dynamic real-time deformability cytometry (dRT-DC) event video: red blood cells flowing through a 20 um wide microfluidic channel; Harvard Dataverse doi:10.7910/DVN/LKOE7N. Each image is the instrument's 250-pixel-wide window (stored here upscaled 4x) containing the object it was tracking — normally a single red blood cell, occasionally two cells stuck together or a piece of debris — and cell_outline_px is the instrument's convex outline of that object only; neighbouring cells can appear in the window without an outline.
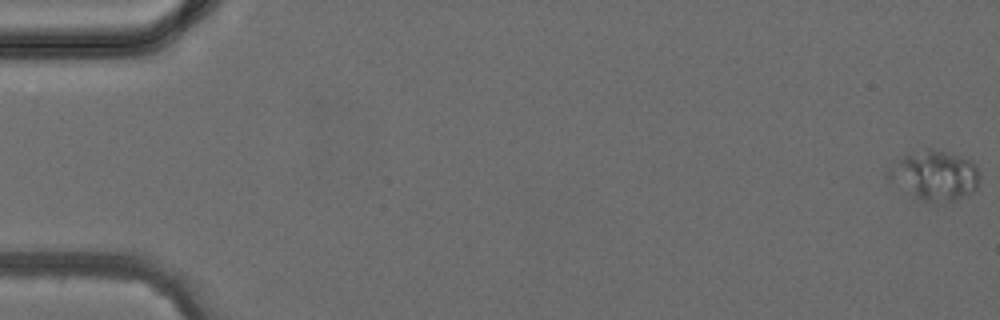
{"species": "common noctule bat (a hibernating species)", "species_latin": "Nyctalus noctula", "temperature_condition": "cold", "stored_images_in_passage": 5, "camera_frame_rate_fps": 3000, "um_per_image_px": 0.085, "animal": {"sex": "female", "body_mass_g": 24.6, "forearm_length_mm": 56.2}, "frame": {"image": 1, "passage_image": 1, "time_ms": 0.0, "image_size_px": [1000, 320], "cell_outline_px": [[980, 176], [976, 188], [952, 200], [920, 200], [888, 180], [884, 176], [884, 172], [888, 168], [904, 156], [928, 148], [932, 148], [964, 156], [972, 160], [976, 164]], "centroid_in_image_um": [79.42, 14.86], "position_along_channel_um": 5.6, "area_um2": 26.07}}
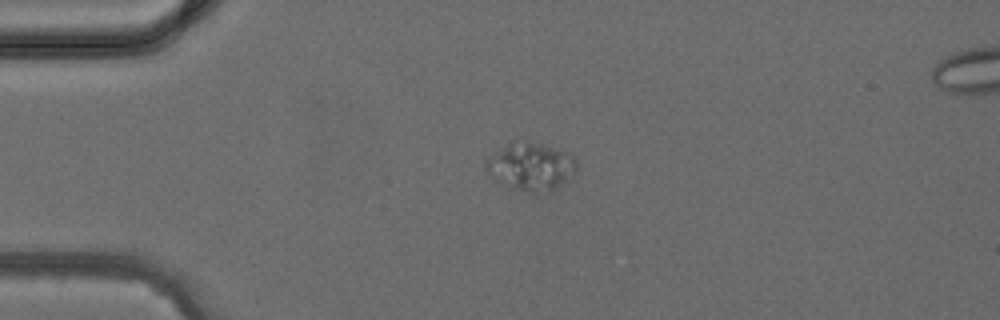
{"frame": {"image": 2, "passage_image": 4, "time_ms": 3.333, "image_size_px": [1000, 320], "cell_outline_px": [[576, 172], [568, 180], [552, 188], [536, 192], [528, 192], [516, 188], [492, 176], [484, 168], [484, 164], [496, 152], [508, 144], [524, 140], [528, 140], [544, 144], [572, 152], [576, 160]], "centroid_in_image_um": [45.2, 14.09], "position_along_channel_um": 39.8, "area_um2": 24.62}}